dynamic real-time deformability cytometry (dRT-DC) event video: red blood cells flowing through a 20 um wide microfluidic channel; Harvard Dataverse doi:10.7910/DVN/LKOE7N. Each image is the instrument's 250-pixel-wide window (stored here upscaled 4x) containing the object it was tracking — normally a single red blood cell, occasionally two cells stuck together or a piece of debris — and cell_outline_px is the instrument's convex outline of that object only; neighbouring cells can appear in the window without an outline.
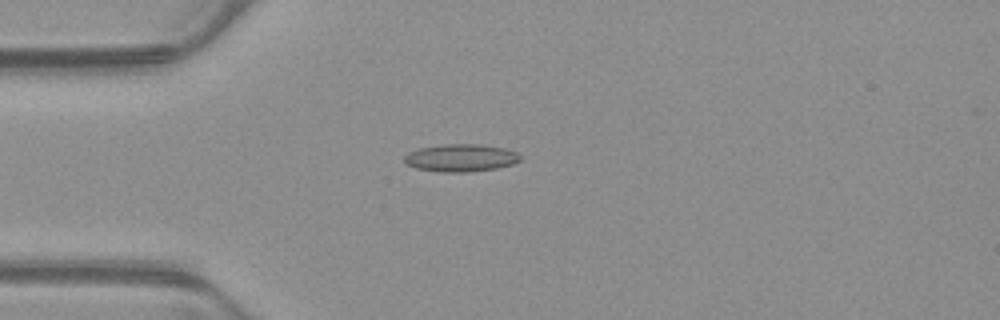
{"species": "common noctule bat (a hibernating species)", "species_latin": "Nyctalus noctula", "temperature_condition": "warm", "stored_images_in_passage": 40, "camera_frame_rate_fps": 3000, "um_per_image_px": 0.085, "animal": {"sex": "male", "body_mass_g": 23.1, "forearm_length_mm": 52.7}, "frame": {"image": 1, "passage_image": 1, "time_ms": 0.0, "image_size_px": [1000, 320], "cell_outline_px": [[520, 160], [512, 164], [496, 168], [464, 172], [440, 172], [416, 168], [408, 164], [404, 160], [404, 156], [408, 152], [416, 148], [444, 144], [480, 144], [504, 148], [516, 152], [520, 156]], "centroid_in_image_um": [39.13, 13.41], "position_along_channel_um": 45.9, "area_um2": 18.55}}
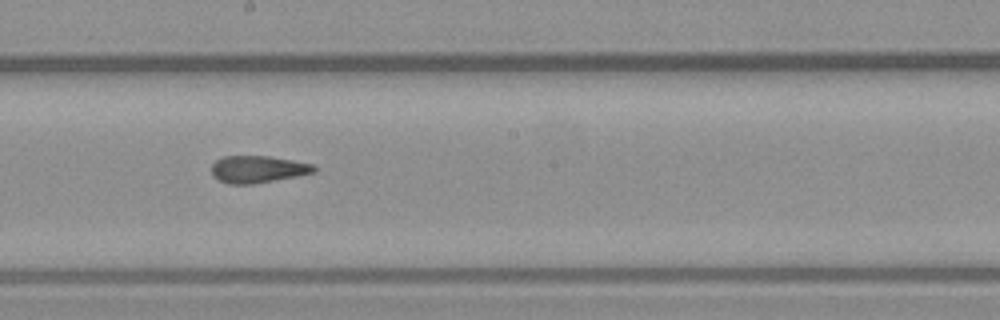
{"frame": {"image": 2, "passage_image": 16, "time_ms": 5.0, "image_size_px": [1000, 320], "cell_outline_px": [[316, 172], [296, 176], [252, 184], [228, 184], [212, 176], [212, 164], [216, 160], [224, 156], [268, 156], [292, 160], [312, 164], [316, 168]], "centroid_in_image_um": [21.89, 14.38], "position_along_channel_um": 226.3, "area_um2": 16.07}}
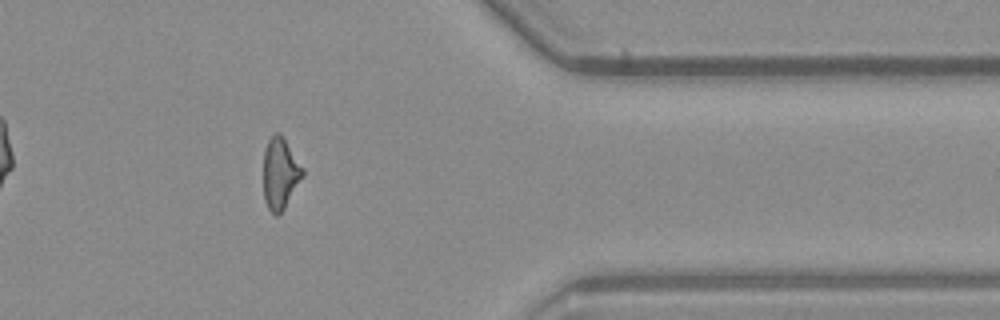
{"frame": {"image": 3, "passage_image": 30, "time_ms": 9.667, "image_size_px": [1000, 320], "cell_outline_px": [[304, 176], [284, 208], [276, 216], [268, 208], [264, 200], [264, 152], [268, 140], [276, 132], [280, 132], [304, 168]], "centroid_in_image_um": [23.83, 14.73], "position_along_channel_um": 387.6, "area_um2": 16.24}, "authors_computed_cell_mechanics": {"area_um2": 16.6753, "velocity_mm_per_s": 3.8927, "shape_relaxation_time_tau1_ms": null, "shape_relaxation_time_tau2_ms": 3.2716, "deformation_change_tau1": null, "deformation_change_tau2": 0.1312}}